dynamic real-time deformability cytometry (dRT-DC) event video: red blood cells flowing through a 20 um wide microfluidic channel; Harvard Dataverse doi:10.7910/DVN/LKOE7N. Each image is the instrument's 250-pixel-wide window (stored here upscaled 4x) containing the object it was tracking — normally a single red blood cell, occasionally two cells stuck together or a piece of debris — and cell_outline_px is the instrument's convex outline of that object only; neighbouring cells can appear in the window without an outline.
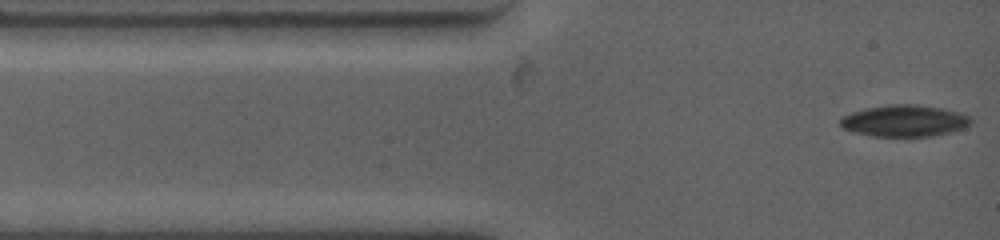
{"species": "common noctule bat (a hibernating species)", "species_latin": "Nyctalus noctula", "temperature_condition": "warm", "stored_images_in_passage": 12, "camera_frame_rate_fps": 4500, "um_per_image_px": 0.085, "animal": {"sex": "female", "body_mass_g": 19.0, "forearm_length_mm": 53.3}, "frame": {"image": 1, "passage_image": 1, "time_ms": 0.0, "image_size_px": [1000, 240], "cell_outline_px": [[972, 124], [964, 128], [932, 136], [872, 136], [852, 132], [844, 128], [840, 124], [840, 120], [844, 116], [852, 112], [868, 108], [888, 104], [916, 104], [940, 108], [956, 112], [968, 116], [972, 120]], "centroid_in_image_um": [76.87, 10.27], "position_along_channel_um": 8.1, "area_um2": 23.81}}
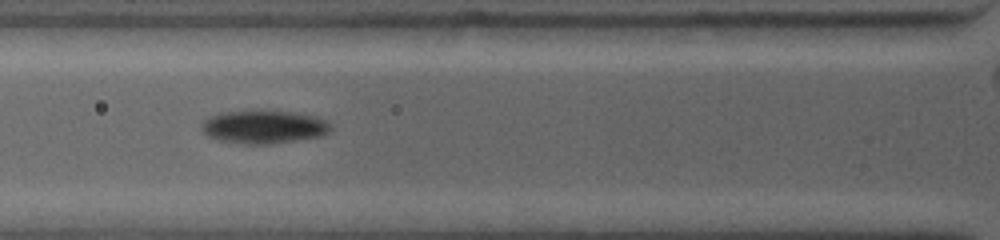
{"frame": {"image": 2, "passage_image": 9, "time_ms": 3.556, "image_size_px": [1000, 240], "cell_outline_px": [[332, 128], [328, 132], [320, 136], [296, 140], [268, 144], [244, 144], [220, 140], [208, 136], [200, 128], [200, 124], [208, 116], [220, 112], [292, 112], [316, 116], [332, 124]], "centroid_in_image_um": [22.4, 10.8], "position_along_channel_um": 103.4, "area_um2": 24.62}}
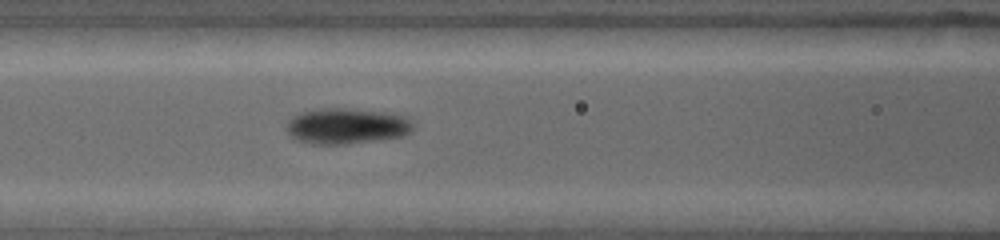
{"frame": {"image": 3, "passage_image": 12, "time_ms": 4.444, "image_size_px": [1000, 240], "cell_outline_px": [[416, 124], [404, 136], [376, 140], [344, 144], [312, 144], [296, 140], [288, 136], [288, 120], [296, 112], [316, 108], [348, 108], [384, 112], [408, 116], [416, 120]], "centroid_in_image_um": [29.47, 10.69], "position_along_channel_um": 137.1, "area_um2": 26.93}}